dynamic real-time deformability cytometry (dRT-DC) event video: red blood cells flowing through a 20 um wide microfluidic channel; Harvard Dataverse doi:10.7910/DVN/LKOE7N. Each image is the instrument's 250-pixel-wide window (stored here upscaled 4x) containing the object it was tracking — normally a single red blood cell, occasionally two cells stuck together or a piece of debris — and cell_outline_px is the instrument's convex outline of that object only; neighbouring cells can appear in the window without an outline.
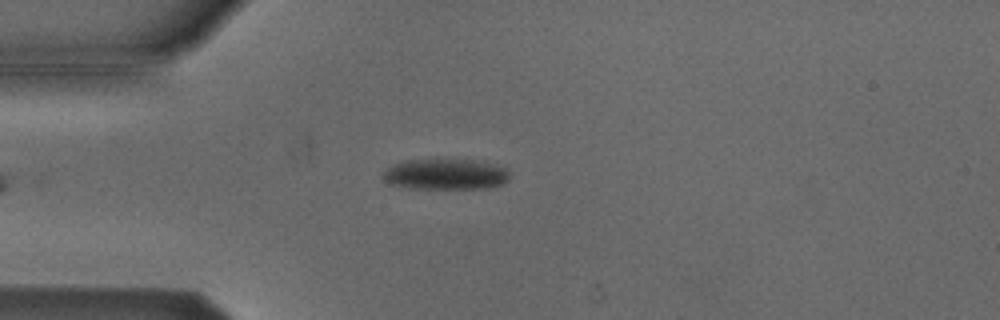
{"species": "Egyptian fruit bat (a non-hibernating species)", "species_latin": "Rousettus aegyptiacus", "temperature_condition": "cold", "stored_images_in_passage": 1, "camera_frame_rate_fps": 3000, "um_per_image_px": 0.085, "animal": {"sex": "male"}, "frame": {"image": 1, "passage_image": 1, "time_ms": 0.0, "image_size_px": [1000, 320], "cell_outline_px": [[508, 180], [504, 184], [488, 188], [408, 188], [388, 184], [384, 180], [384, 172], [392, 164], [404, 160], [436, 156], [444, 156], [488, 160], [508, 168]], "centroid_in_image_um": [37.92, 14.73], "position_along_channel_um": 47.1, "area_um2": 24.33}}